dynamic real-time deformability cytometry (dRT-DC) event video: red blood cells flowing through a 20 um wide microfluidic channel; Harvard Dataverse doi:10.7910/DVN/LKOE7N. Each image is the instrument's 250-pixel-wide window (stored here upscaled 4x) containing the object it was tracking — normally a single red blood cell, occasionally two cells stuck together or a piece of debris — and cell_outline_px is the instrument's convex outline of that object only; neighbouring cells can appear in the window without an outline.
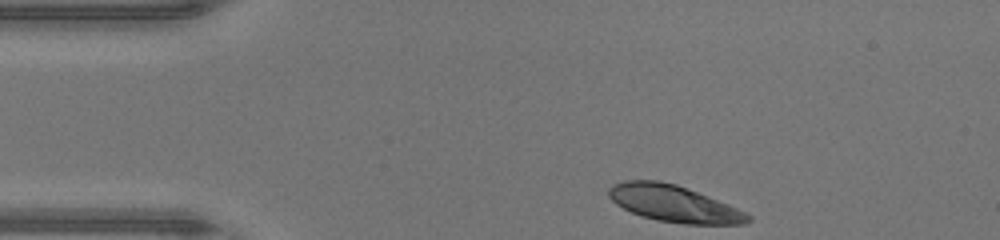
{"species": "human", "species_latin": "Homo sapiens", "temperature_condition": "warm", "stored_images_in_passage": 33, "camera_frame_rate_fps": 3000, "um_per_image_px": 0.085, "donor": {"sex": "male"}, "frame": {"image": 1, "passage_image": 1, "time_ms": 0.0, "image_size_px": [1000, 240], "cell_outline_px": [[752, 220], [744, 224], [684, 224], [656, 220], [632, 212], [616, 204], [608, 196], [608, 188], [612, 184], [624, 180], [660, 180], [676, 184], [708, 196], [728, 204], [752, 216]], "centroid_in_image_um": [57.26, 17.3], "position_along_channel_um": 27.7, "area_um2": 29.65}}
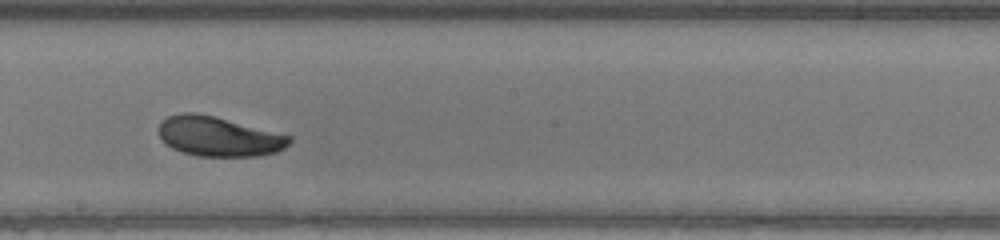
{"frame": {"image": 2, "passage_image": 19, "time_ms": 6.0, "image_size_px": [1000, 240], "cell_outline_px": [[292, 140], [284, 148], [276, 152], [256, 156], [196, 156], [172, 148], [160, 136], [160, 124], [168, 116], [180, 112], [196, 112], [292, 136]], "centroid_in_image_um": [18.6, 11.6], "position_along_channel_um": 229.6, "area_um2": 29.77}}
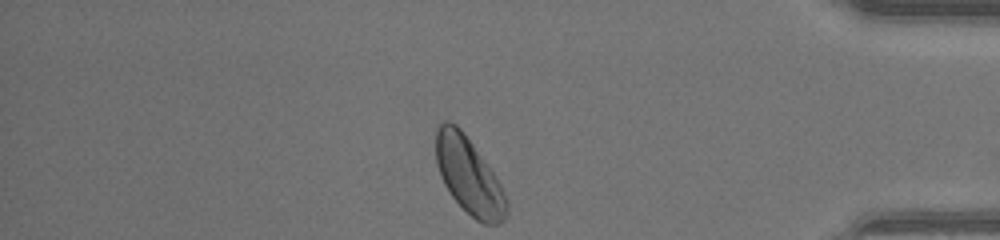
{"frame": {"image": 3, "passage_image": 33, "time_ms": 10.667, "image_size_px": [1000, 240], "cell_outline_px": [[508, 212], [504, 220], [500, 224], [484, 224], [476, 220], [448, 192], [440, 176], [436, 164], [436, 124], [440, 120], [448, 120], [456, 124], [464, 132], [496, 176], [508, 200]], "centroid_in_image_um": [39.85, 14.91], "position_along_channel_um": 395.4, "area_um2": 31.79}, "authors_computed_cell_mechanics": {"area_um2": 30.5762, "velocity_mm_per_s": 4.3393, "shape_relaxation_time_tau1_ms": 2.4874, "shape_relaxation_time_tau2_ms": 2.0248, "deformation_change_tau1": 0.1304, "deformation_change_tau2": 0.0384}}